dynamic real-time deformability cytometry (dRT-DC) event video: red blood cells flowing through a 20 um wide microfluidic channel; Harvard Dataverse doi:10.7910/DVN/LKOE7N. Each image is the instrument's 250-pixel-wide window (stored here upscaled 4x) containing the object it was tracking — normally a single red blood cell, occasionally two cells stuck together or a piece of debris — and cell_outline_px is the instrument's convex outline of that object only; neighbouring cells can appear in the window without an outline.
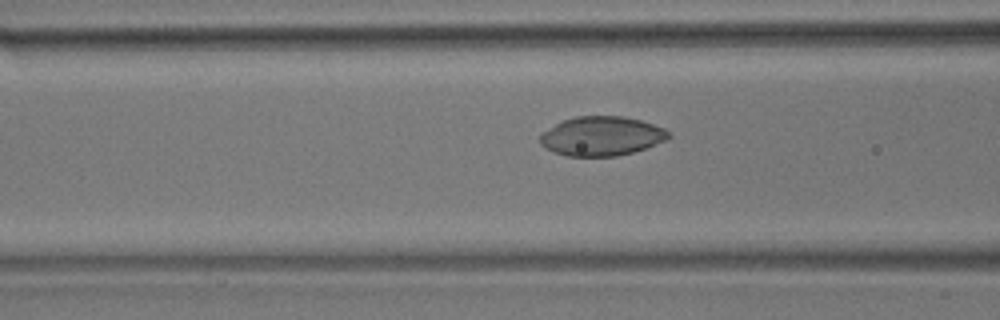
{"species": "common noctule bat (a hibernating species)", "species_latin": "Nyctalus noctula", "temperature_condition": "room temperature", "stored_images_in_passage": 48, "camera_frame_rate_fps": 3000, "um_per_image_px": 0.085, "animal": {"sex": "male", "body_mass_g": 17.9}, "frame": {"image": 1, "passage_image": 16, "time_ms": 5.0, "image_size_px": [1000, 320], "cell_outline_px": [[672, 136], [668, 140], [632, 152], [616, 156], [568, 156], [544, 148], [540, 144], [540, 136], [544, 132], [556, 124], [564, 120], [576, 116], [624, 116], [640, 120], [664, 128]], "centroid_in_image_um": [51.16, 11.57], "position_along_channel_um": 115.4, "area_um2": 29.19}}
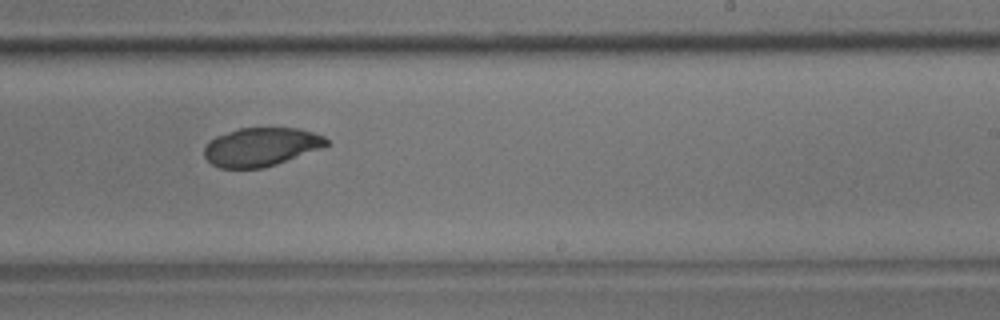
{"frame": {"image": 2, "passage_image": 28, "time_ms": 9.0, "image_size_px": [1000, 320], "cell_outline_px": [[332, 144], [276, 164], [264, 168], [220, 168], [212, 164], [204, 156], [204, 148], [208, 140], [216, 136], [240, 128], [300, 128], [324, 136]], "centroid_in_image_um": [22.19, 12.48], "position_along_channel_um": 266.8, "area_um2": 27.46}}
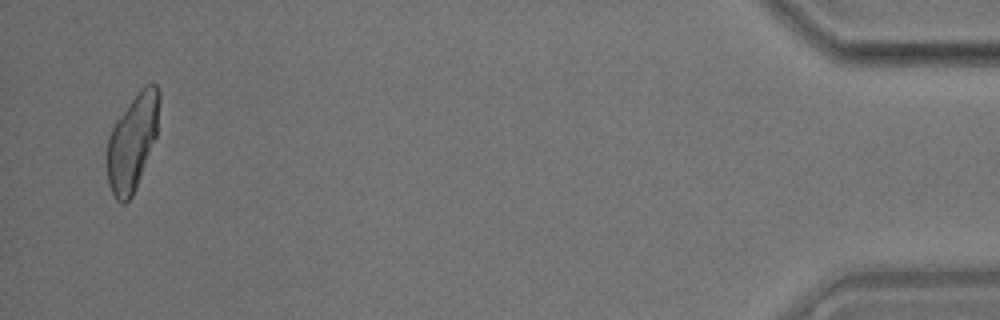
{"frame": {"image": 3, "passage_image": 47, "time_ms": 15.333, "image_size_px": [1000, 320], "cell_outline_px": [[160, 100], [156, 136], [136, 188], [132, 196], [124, 204], [120, 204], [116, 200], [108, 184], [108, 136], [116, 120], [140, 88], [144, 84], [156, 84], [160, 92]], "centroid_in_image_um": [11.27, 12.06], "position_along_channel_um": 423.9, "area_um2": 29.02}, "authors_computed_cell_mechanics": {"area_um2": 29.2179, "velocity_mm_per_s": 3.7828, "shape_relaxation_time_tau1_ms": null, "shape_relaxation_time_tau2_ms": 10.1577, "deformation_change_tau1": null, "deformation_change_tau2": 0.1062}}